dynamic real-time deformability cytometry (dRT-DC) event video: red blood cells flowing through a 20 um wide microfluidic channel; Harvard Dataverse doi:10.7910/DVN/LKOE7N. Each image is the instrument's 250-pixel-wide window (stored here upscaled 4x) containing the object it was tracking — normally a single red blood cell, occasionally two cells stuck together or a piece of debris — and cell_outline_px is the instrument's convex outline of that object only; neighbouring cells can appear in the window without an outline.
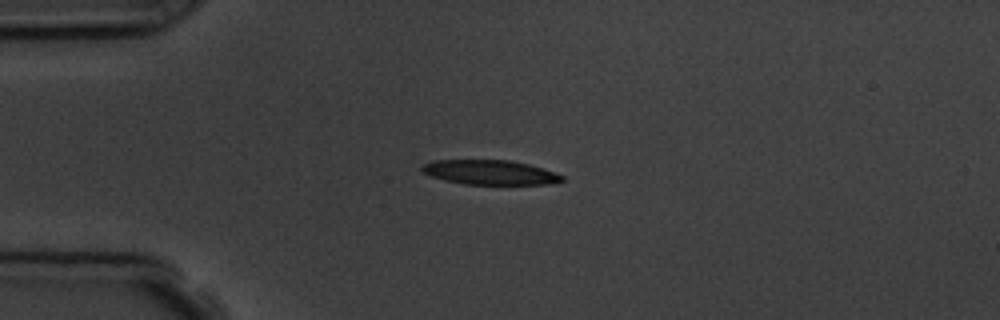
{"species": "common noctule bat (a hibernating species)", "species_latin": "Nyctalus noctula", "temperature_condition": "room temperature", "stored_images_in_passage": 4, "camera_frame_rate_fps": 3000, "um_per_image_px": 0.085, "animal": {"sex": "male", "body_mass_g": 19.5, "forearm_length_mm": 54.6}, "frame": {"image": 1, "passage_image": 3, "time_ms": 3.333, "image_size_px": [1000, 320], "cell_outline_px": [[564, 180], [548, 184], [464, 184], [444, 180], [432, 176], [424, 172], [420, 168], [424, 164], [432, 160], [508, 160], [528, 164], [564, 176]], "centroid_in_image_um": [41.61, 14.65], "position_along_channel_um": 43.4, "area_um2": 19.77}}